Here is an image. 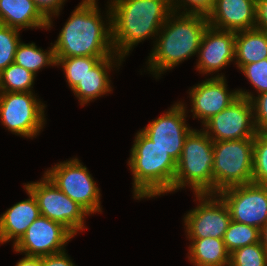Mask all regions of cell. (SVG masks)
<instances>
[{
	"mask_svg": "<svg viewBox=\"0 0 267 266\" xmlns=\"http://www.w3.org/2000/svg\"><path fill=\"white\" fill-rule=\"evenodd\" d=\"M106 7L105 17L98 2L81 1L52 43L55 58L117 55L112 42L109 4Z\"/></svg>",
	"mask_w": 267,
	"mask_h": 266,
	"instance_id": "obj_1",
	"label": "cell"
},
{
	"mask_svg": "<svg viewBox=\"0 0 267 266\" xmlns=\"http://www.w3.org/2000/svg\"><path fill=\"white\" fill-rule=\"evenodd\" d=\"M208 25L205 15L172 11L155 38L146 70L159 79L166 71L197 55Z\"/></svg>",
	"mask_w": 267,
	"mask_h": 266,
	"instance_id": "obj_2",
	"label": "cell"
},
{
	"mask_svg": "<svg viewBox=\"0 0 267 266\" xmlns=\"http://www.w3.org/2000/svg\"><path fill=\"white\" fill-rule=\"evenodd\" d=\"M115 53L125 59L138 43L157 37L168 15L170 0H108ZM153 37V38H152Z\"/></svg>",
	"mask_w": 267,
	"mask_h": 266,
	"instance_id": "obj_3",
	"label": "cell"
},
{
	"mask_svg": "<svg viewBox=\"0 0 267 266\" xmlns=\"http://www.w3.org/2000/svg\"><path fill=\"white\" fill-rule=\"evenodd\" d=\"M133 142L127 161L132 173L133 198L150 199L173 193L176 161L140 130Z\"/></svg>",
	"mask_w": 267,
	"mask_h": 266,
	"instance_id": "obj_4",
	"label": "cell"
},
{
	"mask_svg": "<svg viewBox=\"0 0 267 266\" xmlns=\"http://www.w3.org/2000/svg\"><path fill=\"white\" fill-rule=\"evenodd\" d=\"M213 160V140L202 129H193L176 162L173 192L189 187L193 194L213 193Z\"/></svg>",
	"mask_w": 267,
	"mask_h": 266,
	"instance_id": "obj_5",
	"label": "cell"
},
{
	"mask_svg": "<svg viewBox=\"0 0 267 266\" xmlns=\"http://www.w3.org/2000/svg\"><path fill=\"white\" fill-rule=\"evenodd\" d=\"M254 138L213 141V193L253 179Z\"/></svg>",
	"mask_w": 267,
	"mask_h": 266,
	"instance_id": "obj_6",
	"label": "cell"
},
{
	"mask_svg": "<svg viewBox=\"0 0 267 266\" xmlns=\"http://www.w3.org/2000/svg\"><path fill=\"white\" fill-rule=\"evenodd\" d=\"M45 108L33 92H0V123L19 137L32 139L43 131Z\"/></svg>",
	"mask_w": 267,
	"mask_h": 266,
	"instance_id": "obj_7",
	"label": "cell"
},
{
	"mask_svg": "<svg viewBox=\"0 0 267 266\" xmlns=\"http://www.w3.org/2000/svg\"><path fill=\"white\" fill-rule=\"evenodd\" d=\"M77 157L51 166L44 174L90 215L102 213L101 193L90 171Z\"/></svg>",
	"mask_w": 267,
	"mask_h": 266,
	"instance_id": "obj_8",
	"label": "cell"
},
{
	"mask_svg": "<svg viewBox=\"0 0 267 266\" xmlns=\"http://www.w3.org/2000/svg\"><path fill=\"white\" fill-rule=\"evenodd\" d=\"M23 185L36 198L40 215L61 223L76 236L87 229L85 218L90 214L64 194L45 174L40 181Z\"/></svg>",
	"mask_w": 267,
	"mask_h": 266,
	"instance_id": "obj_9",
	"label": "cell"
},
{
	"mask_svg": "<svg viewBox=\"0 0 267 266\" xmlns=\"http://www.w3.org/2000/svg\"><path fill=\"white\" fill-rule=\"evenodd\" d=\"M197 206L184 214L187 239H223L232 221L227 205L217 193L194 194Z\"/></svg>",
	"mask_w": 267,
	"mask_h": 266,
	"instance_id": "obj_10",
	"label": "cell"
},
{
	"mask_svg": "<svg viewBox=\"0 0 267 266\" xmlns=\"http://www.w3.org/2000/svg\"><path fill=\"white\" fill-rule=\"evenodd\" d=\"M185 104L184 101H177L160 117L140 129L155 145L167 151L176 162L181 156L185 139L194 129L187 123L188 107Z\"/></svg>",
	"mask_w": 267,
	"mask_h": 266,
	"instance_id": "obj_11",
	"label": "cell"
},
{
	"mask_svg": "<svg viewBox=\"0 0 267 266\" xmlns=\"http://www.w3.org/2000/svg\"><path fill=\"white\" fill-rule=\"evenodd\" d=\"M228 207L233 221L262 229L267 223V185H236L217 193Z\"/></svg>",
	"mask_w": 267,
	"mask_h": 266,
	"instance_id": "obj_12",
	"label": "cell"
},
{
	"mask_svg": "<svg viewBox=\"0 0 267 266\" xmlns=\"http://www.w3.org/2000/svg\"><path fill=\"white\" fill-rule=\"evenodd\" d=\"M202 126L213 141L254 138L257 134L252 102L241 96Z\"/></svg>",
	"mask_w": 267,
	"mask_h": 266,
	"instance_id": "obj_13",
	"label": "cell"
},
{
	"mask_svg": "<svg viewBox=\"0 0 267 266\" xmlns=\"http://www.w3.org/2000/svg\"><path fill=\"white\" fill-rule=\"evenodd\" d=\"M75 235L64 225L40 215L14 245L16 253L42 257L62 252Z\"/></svg>",
	"mask_w": 267,
	"mask_h": 266,
	"instance_id": "obj_14",
	"label": "cell"
},
{
	"mask_svg": "<svg viewBox=\"0 0 267 266\" xmlns=\"http://www.w3.org/2000/svg\"><path fill=\"white\" fill-rule=\"evenodd\" d=\"M226 82L225 75L218 73L189 88L190 112L193 119L201 120V127L239 97L238 90L229 91Z\"/></svg>",
	"mask_w": 267,
	"mask_h": 266,
	"instance_id": "obj_15",
	"label": "cell"
},
{
	"mask_svg": "<svg viewBox=\"0 0 267 266\" xmlns=\"http://www.w3.org/2000/svg\"><path fill=\"white\" fill-rule=\"evenodd\" d=\"M196 69L202 75L215 74L235 62V32L221 30L210 25L204 31Z\"/></svg>",
	"mask_w": 267,
	"mask_h": 266,
	"instance_id": "obj_16",
	"label": "cell"
},
{
	"mask_svg": "<svg viewBox=\"0 0 267 266\" xmlns=\"http://www.w3.org/2000/svg\"><path fill=\"white\" fill-rule=\"evenodd\" d=\"M256 6L257 0H215L208 23L233 32L256 28Z\"/></svg>",
	"mask_w": 267,
	"mask_h": 266,
	"instance_id": "obj_17",
	"label": "cell"
},
{
	"mask_svg": "<svg viewBox=\"0 0 267 266\" xmlns=\"http://www.w3.org/2000/svg\"><path fill=\"white\" fill-rule=\"evenodd\" d=\"M125 61L118 55L102 58L94 67H92L82 80L71 90L75 97L78 98L81 106L89 104L90 101L96 100L98 97L110 94L112 89V81L109 72L114 71Z\"/></svg>",
	"mask_w": 267,
	"mask_h": 266,
	"instance_id": "obj_18",
	"label": "cell"
},
{
	"mask_svg": "<svg viewBox=\"0 0 267 266\" xmlns=\"http://www.w3.org/2000/svg\"><path fill=\"white\" fill-rule=\"evenodd\" d=\"M28 198L15 203L0 215V244L12 242L13 246L25 234L32 222L40 216L33 194L24 187Z\"/></svg>",
	"mask_w": 267,
	"mask_h": 266,
	"instance_id": "obj_19",
	"label": "cell"
},
{
	"mask_svg": "<svg viewBox=\"0 0 267 266\" xmlns=\"http://www.w3.org/2000/svg\"><path fill=\"white\" fill-rule=\"evenodd\" d=\"M0 24L19 30H47L48 19L33 0H0Z\"/></svg>",
	"mask_w": 267,
	"mask_h": 266,
	"instance_id": "obj_20",
	"label": "cell"
},
{
	"mask_svg": "<svg viewBox=\"0 0 267 266\" xmlns=\"http://www.w3.org/2000/svg\"><path fill=\"white\" fill-rule=\"evenodd\" d=\"M264 59H267V32L258 28L235 32L234 65L239 70Z\"/></svg>",
	"mask_w": 267,
	"mask_h": 266,
	"instance_id": "obj_21",
	"label": "cell"
},
{
	"mask_svg": "<svg viewBox=\"0 0 267 266\" xmlns=\"http://www.w3.org/2000/svg\"><path fill=\"white\" fill-rule=\"evenodd\" d=\"M188 240L187 258L193 266H229L230 253L223 239L206 237Z\"/></svg>",
	"mask_w": 267,
	"mask_h": 266,
	"instance_id": "obj_22",
	"label": "cell"
},
{
	"mask_svg": "<svg viewBox=\"0 0 267 266\" xmlns=\"http://www.w3.org/2000/svg\"><path fill=\"white\" fill-rule=\"evenodd\" d=\"M47 50L37 47L34 42L24 43L21 41L16 49L14 63L24 67L37 75L44 67L56 66L53 44Z\"/></svg>",
	"mask_w": 267,
	"mask_h": 266,
	"instance_id": "obj_23",
	"label": "cell"
},
{
	"mask_svg": "<svg viewBox=\"0 0 267 266\" xmlns=\"http://www.w3.org/2000/svg\"><path fill=\"white\" fill-rule=\"evenodd\" d=\"M36 75L12 63L0 72V92H34Z\"/></svg>",
	"mask_w": 267,
	"mask_h": 266,
	"instance_id": "obj_24",
	"label": "cell"
},
{
	"mask_svg": "<svg viewBox=\"0 0 267 266\" xmlns=\"http://www.w3.org/2000/svg\"><path fill=\"white\" fill-rule=\"evenodd\" d=\"M110 56H77L68 58H55L57 68L62 67L65 80L71 90L102 58Z\"/></svg>",
	"mask_w": 267,
	"mask_h": 266,
	"instance_id": "obj_25",
	"label": "cell"
},
{
	"mask_svg": "<svg viewBox=\"0 0 267 266\" xmlns=\"http://www.w3.org/2000/svg\"><path fill=\"white\" fill-rule=\"evenodd\" d=\"M223 241L227 251L232 253L238 248L260 242V229L232 220Z\"/></svg>",
	"mask_w": 267,
	"mask_h": 266,
	"instance_id": "obj_26",
	"label": "cell"
},
{
	"mask_svg": "<svg viewBox=\"0 0 267 266\" xmlns=\"http://www.w3.org/2000/svg\"><path fill=\"white\" fill-rule=\"evenodd\" d=\"M229 266H267V251L261 241L230 253Z\"/></svg>",
	"mask_w": 267,
	"mask_h": 266,
	"instance_id": "obj_27",
	"label": "cell"
},
{
	"mask_svg": "<svg viewBox=\"0 0 267 266\" xmlns=\"http://www.w3.org/2000/svg\"><path fill=\"white\" fill-rule=\"evenodd\" d=\"M252 183L267 185V133L257 132L254 137Z\"/></svg>",
	"mask_w": 267,
	"mask_h": 266,
	"instance_id": "obj_28",
	"label": "cell"
},
{
	"mask_svg": "<svg viewBox=\"0 0 267 266\" xmlns=\"http://www.w3.org/2000/svg\"><path fill=\"white\" fill-rule=\"evenodd\" d=\"M19 29L0 24V72L14 62L21 42Z\"/></svg>",
	"mask_w": 267,
	"mask_h": 266,
	"instance_id": "obj_29",
	"label": "cell"
},
{
	"mask_svg": "<svg viewBox=\"0 0 267 266\" xmlns=\"http://www.w3.org/2000/svg\"><path fill=\"white\" fill-rule=\"evenodd\" d=\"M249 90L238 89L239 96L251 100L257 132L267 133V92L256 95Z\"/></svg>",
	"mask_w": 267,
	"mask_h": 266,
	"instance_id": "obj_30",
	"label": "cell"
},
{
	"mask_svg": "<svg viewBox=\"0 0 267 266\" xmlns=\"http://www.w3.org/2000/svg\"><path fill=\"white\" fill-rule=\"evenodd\" d=\"M256 90V94L267 92V59L246 64L240 69Z\"/></svg>",
	"mask_w": 267,
	"mask_h": 266,
	"instance_id": "obj_31",
	"label": "cell"
},
{
	"mask_svg": "<svg viewBox=\"0 0 267 266\" xmlns=\"http://www.w3.org/2000/svg\"><path fill=\"white\" fill-rule=\"evenodd\" d=\"M215 0H170L172 11L202 14L207 16L213 9Z\"/></svg>",
	"mask_w": 267,
	"mask_h": 266,
	"instance_id": "obj_32",
	"label": "cell"
},
{
	"mask_svg": "<svg viewBox=\"0 0 267 266\" xmlns=\"http://www.w3.org/2000/svg\"><path fill=\"white\" fill-rule=\"evenodd\" d=\"M36 7L48 19L47 30L53 27V18L59 16L67 0H33Z\"/></svg>",
	"mask_w": 267,
	"mask_h": 266,
	"instance_id": "obj_33",
	"label": "cell"
},
{
	"mask_svg": "<svg viewBox=\"0 0 267 266\" xmlns=\"http://www.w3.org/2000/svg\"><path fill=\"white\" fill-rule=\"evenodd\" d=\"M66 251L42 256V266H77Z\"/></svg>",
	"mask_w": 267,
	"mask_h": 266,
	"instance_id": "obj_34",
	"label": "cell"
},
{
	"mask_svg": "<svg viewBox=\"0 0 267 266\" xmlns=\"http://www.w3.org/2000/svg\"><path fill=\"white\" fill-rule=\"evenodd\" d=\"M256 28L267 32V0H257Z\"/></svg>",
	"mask_w": 267,
	"mask_h": 266,
	"instance_id": "obj_35",
	"label": "cell"
},
{
	"mask_svg": "<svg viewBox=\"0 0 267 266\" xmlns=\"http://www.w3.org/2000/svg\"><path fill=\"white\" fill-rule=\"evenodd\" d=\"M15 266H42V260L41 257L25 255L22 259L16 262Z\"/></svg>",
	"mask_w": 267,
	"mask_h": 266,
	"instance_id": "obj_36",
	"label": "cell"
},
{
	"mask_svg": "<svg viewBox=\"0 0 267 266\" xmlns=\"http://www.w3.org/2000/svg\"><path fill=\"white\" fill-rule=\"evenodd\" d=\"M260 241L267 251V223L260 230Z\"/></svg>",
	"mask_w": 267,
	"mask_h": 266,
	"instance_id": "obj_37",
	"label": "cell"
},
{
	"mask_svg": "<svg viewBox=\"0 0 267 266\" xmlns=\"http://www.w3.org/2000/svg\"><path fill=\"white\" fill-rule=\"evenodd\" d=\"M82 1H86V2H98V0H82Z\"/></svg>",
	"mask_w": 267,
	"mask_h": 266,
	"instance_id": "obj_38",
	"label": "cell"
}]
</instances>
